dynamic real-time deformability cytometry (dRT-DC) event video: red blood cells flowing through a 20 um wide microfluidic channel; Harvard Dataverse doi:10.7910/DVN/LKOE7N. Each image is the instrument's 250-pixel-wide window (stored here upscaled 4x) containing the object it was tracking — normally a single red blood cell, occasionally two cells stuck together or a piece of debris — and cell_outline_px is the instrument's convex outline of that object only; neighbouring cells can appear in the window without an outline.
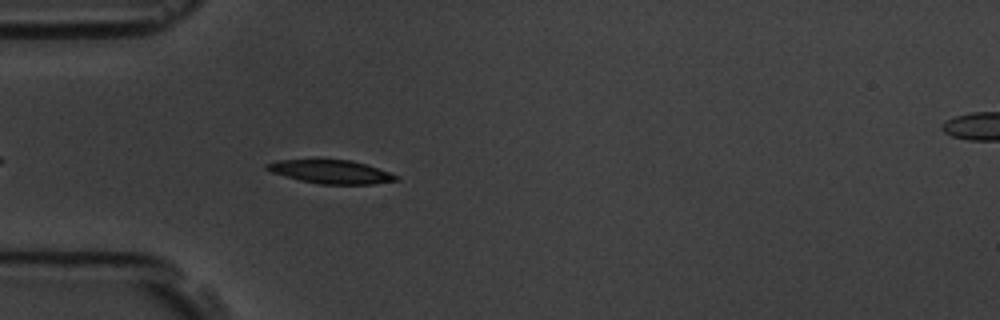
{"species": "common noctule bat (a hibernating species)", "species_latin": "Nyctalus noctula", "temperature_condition": "room temperature", "stored_images_in_passage": 41, "camera_frame_rate_fps": 3000, "um_per_image_px": 0.085, "animal": {"sex": "male", "body_mass_g": 19.5, "forearm_length_mm": 54.6}, "frame": {"image": 1, "passage_image": 5, "time_ms": 1.333, "image_size_px": [1000, 320], "cell_outline_px": [[400, 180], [372, 184], [320, 184], [300, 180], [272, 172], [264, 168], [264, 164], [276, 160], [312, 156], [316, 156], [352, 160], [400, 176]], "centroid_in_image_um": [28.04, 14.53], "position_along_channel_um": 57.0, "area_um2": 18.67}}
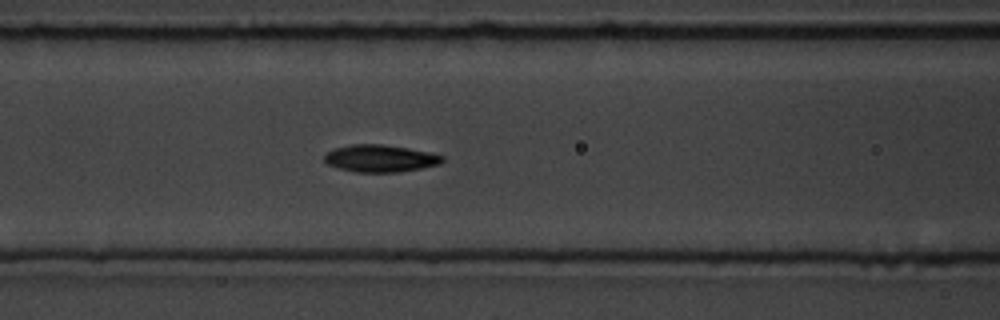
{"frame": {"image": 2, "passage_image": 12, "time_ms": 3.667, "image_size_px": [1000, 320], "cell_outline_px": [[444, 160], [440, 164], [420, 168], [396, 172], [356, 172], [340, 168], [328, 164], [324, 160], [324, 156], [328, 152], [336, 148], [352, 144], [380, 144], [408, 148], [428, 152], [444, 156]], "centroid_in_image_um": [32.33, 13.46], "position_along_channel_um": 134.3, "area_um2": 18.44}}
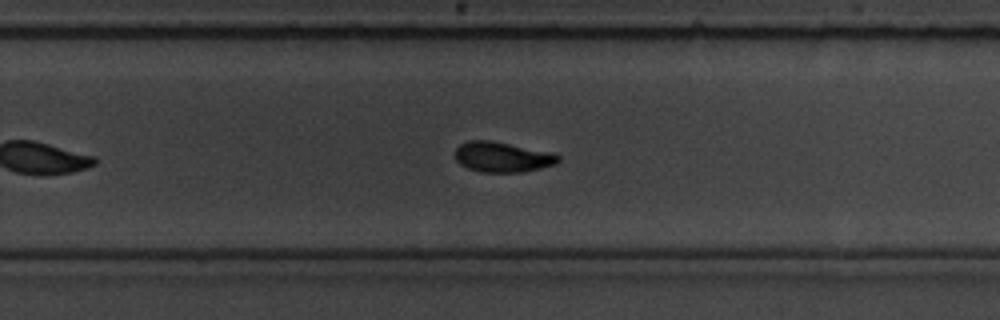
{"frame": {"image": 3, "passage_image": 25, "time_ms": 8.0, "image_size_px": [1000, 320], "cell_outline_px": [[560, 160], [556, 164], [540, 168], [520, 172], [480, 172], [468, 168], [460, 164], [456, 160], [456, 148], [460, 144], [468, 140], [488, 140], [552, 152], [560, 156]], "centroid_in_image_um": [42.7, 13.34], "position_along_channel_um": 287.1, "area_um2": 18.09}, "authors_computed_cell_mechanics": {"area_um2": 18.3226, "velocity_mm_per_s": 3.543, "shape_relaxation_time_tau1_ms": 3.0612, "shape_relaxation_time_tau2_ms": 2.876, "deformation_change_tau1": 0.1343, "deformation_change_tau2": 0.0898}}